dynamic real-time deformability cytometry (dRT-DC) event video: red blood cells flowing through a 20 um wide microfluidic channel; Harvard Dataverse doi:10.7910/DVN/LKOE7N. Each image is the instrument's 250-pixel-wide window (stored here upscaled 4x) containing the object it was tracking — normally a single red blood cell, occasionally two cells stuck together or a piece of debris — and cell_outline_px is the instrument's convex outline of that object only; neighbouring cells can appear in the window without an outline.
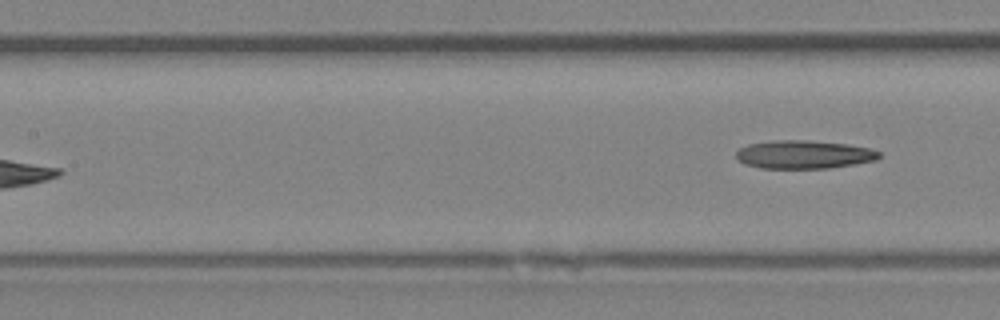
{"species": "Egyptian fruit bat (a non-hibernating species)", "species_latin": "Rousettus aegyptiacus", "temperature_condition": "room temperature", "stored_images_in_passage": 7, "segment_of_instrument_passage": [2, 2], "camera_frame_rate_fps": 3000, "um_per_image_px": 0.085, "animal": {"sex": "female"}, "frame": {"image": 1, "passage_image": 7, "time_ms": 7.0, "image_size_px": [1000, 320], "cell_outline_px": [[880, 156], [876, 160], [828, 168], [760, 168], [744, 164], [736, 156], [736, 152], [740, 148], [748, 144], [772, 140], [808, 140], [848, 144], [868, 148], [880, 152]], "centroid_in_image_um": [68.3, 13.12], "position_along_channel_um": 139.1, "area_um2": 23.47}}